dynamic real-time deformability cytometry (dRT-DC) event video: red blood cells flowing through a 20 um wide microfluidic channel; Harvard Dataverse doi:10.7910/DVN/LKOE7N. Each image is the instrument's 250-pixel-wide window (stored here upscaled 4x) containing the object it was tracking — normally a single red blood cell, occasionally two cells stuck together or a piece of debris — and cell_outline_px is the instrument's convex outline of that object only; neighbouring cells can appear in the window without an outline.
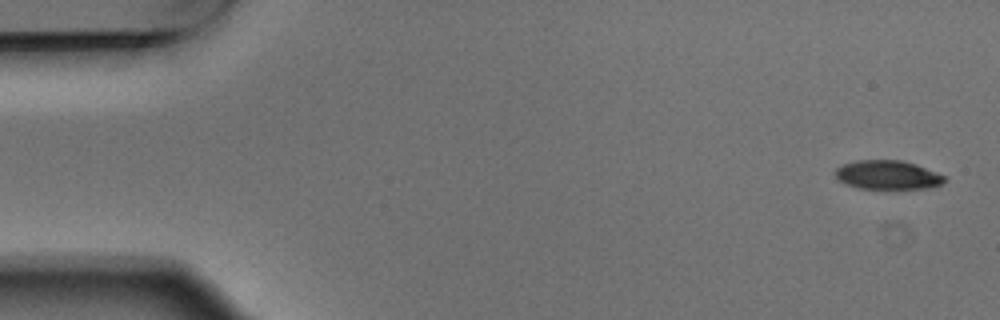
{"species": "Egyptian fruit bat (a non-hibernating species)", "species_latin": "Rousettus aegyptiacus", "temperature_condition": "warm", "stored_images_in_passage": 3, "camera_frame_rate_fps": 3000, "um_per_image_px": 0.085, "animal": {"sex": "male"}, "frame": {"image": 1, "passage_image": 1, "time_ms": 0.0, "image_size_px": [1000, 320], "cell_outline_px": [[948, 176], [940, 184], [928, 188], [860, 188], [848, 184], [840, 180], [836, 176], [836, 168], [844, 164], [856, 160], [904, 160], [916, 164]], "centroid_in_image_um": [75.49, 14.85], "position_along_channel_um": 9.5, "area_um2": 18.21}}